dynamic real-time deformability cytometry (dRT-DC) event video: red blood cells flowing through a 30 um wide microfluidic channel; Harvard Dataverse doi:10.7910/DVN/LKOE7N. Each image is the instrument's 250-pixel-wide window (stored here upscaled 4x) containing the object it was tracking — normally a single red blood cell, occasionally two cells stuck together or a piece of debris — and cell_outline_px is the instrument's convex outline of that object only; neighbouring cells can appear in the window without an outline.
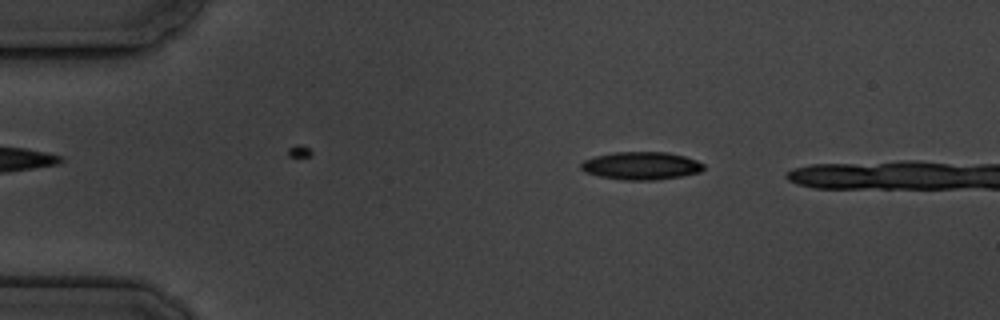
{"species": "common noctule bat (a hibernating species)", "species_latin": "Nyctalus noctula", "temperature_condition": "cold", "stored_images_in_passage": 14, "camera_frame_rate_fps": 3000, "um_per_image_px": 0.085, "animal": {"sex": "male", "body_mass_g": 19.5, "forearm_length_mm": 54.6}, "frame": {"image": 1, "passage_image": 3, "time_ms": 2.333, "image_size_px": [1000, 320], "cell_outline_px": [[704, 168], [700, 172], [680, 176], [652, 180], [628, 180], [600, 176], [584, 172], [580, 168], [580, 164], [584, 160], [596, 156], [612, 152], [668, 152], [684, 156], [696, 160], [704, 164]], "centroid_in_image_um": [54.49, 14.08], "position_along_channel_um": 30.5, "area_um2": 19.77}}
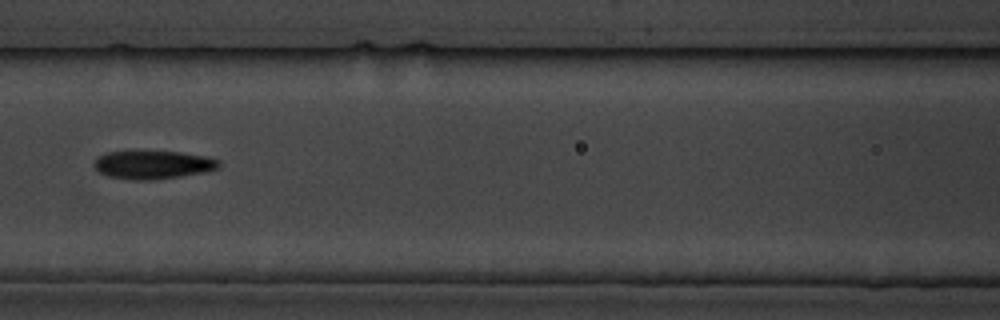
{"frame": {"image": 2, "passage_image": 7, "time_ms": 7.333, "image_size_px": [1000, 320], "cell_outline_px": [[220, 164], [216, 168], [204, 172], [152, 180], [136, 180], [108, 176], [100, 172], [92, 164], [96, 156], [108, 152], [180, 152], [208, 156], [220, 160]], "centroid_in_image_um": [12.98, 14.0], "position_along_channel_um": 153.6, "area_um2": 20.35}}
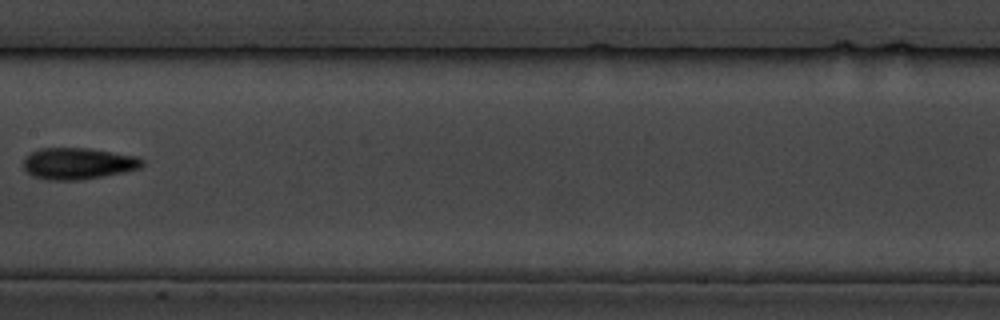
{"frame": {"image": 3, "passage_image": 8, "time_ms": 8.667, "image_size_px": [1000, 320], "cell_outline_px": [[144, 164], [140, 168], [124, 172], [104, 176], [80, 180], [48, 180], [32, 176], [24, 168], [24, 160], [32, 152], [40, 148], [88, 148], [136, 156], [144, 160]], "centroid_in_image_um": [6.65, 13.9], "position_along_channel_um": 200.7, "area_um2": 21.73}, "authors_computed_cell_mechanics": {"area_um2": 19.7965, "velocity_mm_per_s": 3.5297, "shape_relaxation_time_tau1_ms": 3.6762, "shape_relaxation_time_tau2_ms": null, "deformation_change_tau1": 0.0977, "deformation_change_tau2": null}}